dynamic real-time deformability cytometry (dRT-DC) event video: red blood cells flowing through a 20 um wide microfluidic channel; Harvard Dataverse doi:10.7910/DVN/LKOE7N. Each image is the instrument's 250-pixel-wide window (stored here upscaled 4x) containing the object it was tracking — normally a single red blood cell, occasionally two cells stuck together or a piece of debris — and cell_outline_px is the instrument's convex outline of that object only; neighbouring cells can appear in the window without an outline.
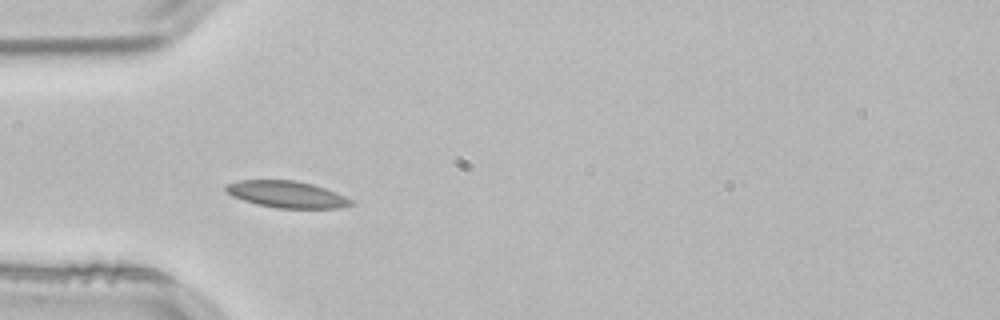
{"species": "common noctule bat (a hibernating species)", "species_latin": "Nyctalus noctula", "temperature_condition": "room temperature", "stored_images_in_passage": 23, "camera_frame_rate_fps": 3000, "um_per_image_px": 0.085, "animal": {"sex": "male", "body_mass_g": 21.5, "forearm_length_mm": 52.0}, "frame": {"image": 1, "passage_image": 7, "time_ms": 2.0, "image_size_px": [1000, 320], "cell_outline_px": [[356, 204], [340, 208], [276, 208], [256, 204], [232, 196], [224, 192], [224, 184], [240, 180], [296, 180], [312, 184], [324, 188], [344, 196], [352, 200]], "centroid_in_image_um": [24.33, 16.52], "position_along_channel_um": 60.7, "area_um2": 19.59}}
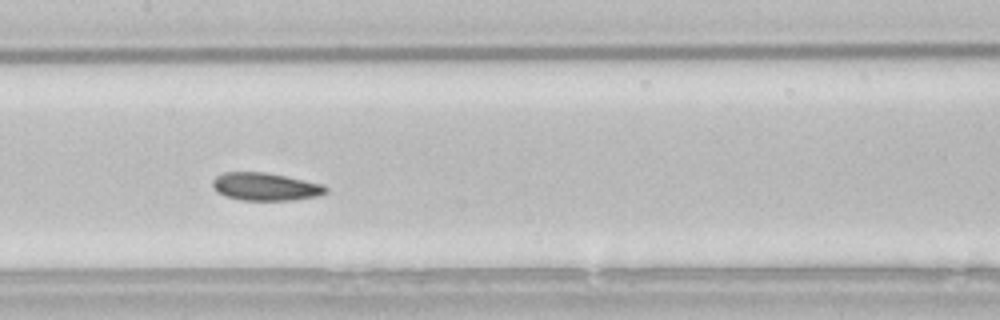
{"frame": {"image": 2, "passage_image": 17, "time_ms": 5.333, "image_size_px": [1000, 320], "cell_outline_px": [[328, 192], [320, 196], [292, 200], [240, 200], [224, 196], [216, 192], [212, 184], [212, 180], [216, 176], [224, 172], [264, 172], [324, 184], [328, 188]], "centroid_in_image_um": [22.56, 15.87], "position_along_channel_um": 184.8, "area_um2": 18.5}}
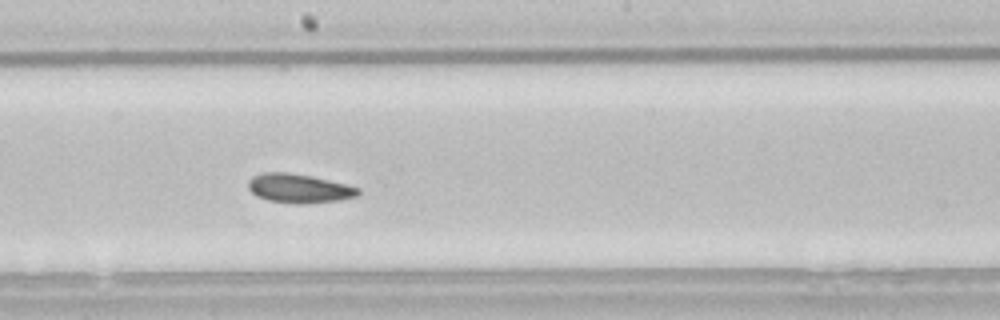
{"frame": {"image": 3, "passage_image": 20, "time_ms": 6.333, "image_size_px": [1000, 320], "cell_outline_px": [[360, 196], [340, 200], [304, 204], [296, 204], [268, 200], [256, 196], [248, 188], [248, 180], [252, 176], [264, 172], [288, 172], [312, 176], [360, 188]], "centroid_in_image_um": [25.41, 16.01], "position_along_channel_um": 222.8, "area_um2": 18.73}}